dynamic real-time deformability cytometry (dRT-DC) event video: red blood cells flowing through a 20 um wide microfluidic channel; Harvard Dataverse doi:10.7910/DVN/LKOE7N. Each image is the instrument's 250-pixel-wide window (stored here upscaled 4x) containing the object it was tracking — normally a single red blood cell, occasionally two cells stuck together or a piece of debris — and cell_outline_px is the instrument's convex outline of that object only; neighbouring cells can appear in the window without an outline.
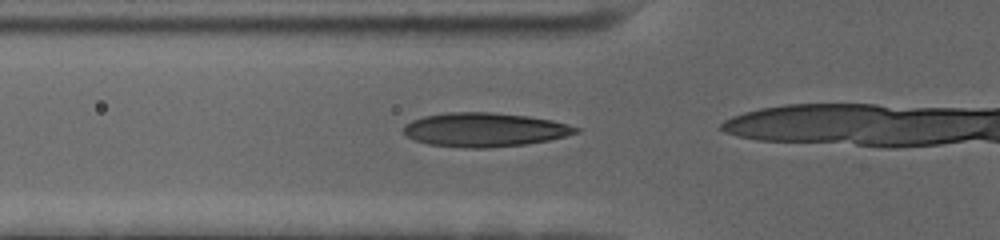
{"species": "human", "species_latin": "Homo sapiens", "temperature_condition": "cold", "stored_images_in_passage": 14, "camera_frame_rate_fps": 3000, "um_per_image_px": 0.085, "donor": {"sex": "female"}, "frame": {"image": 1, "passage_image": 10, "time_ms": 3.0, "image_size_px": [1000, 240], "cell_outline_px": [[580, 132], [548, 140], [524, 144], [488, 148], [464, 148], [428, 144], [416, 140], [408, 136], [404, 132], [404, 124], [412, 120], [424, 116], [448, 112], [492, 112], [528, 116], [552, 120], [568, 124], [580, 128]], "centroid_in_image_um": [41.19, 11.02], "position_along_channel_um": 84.6, "area_um2": 34.04}}